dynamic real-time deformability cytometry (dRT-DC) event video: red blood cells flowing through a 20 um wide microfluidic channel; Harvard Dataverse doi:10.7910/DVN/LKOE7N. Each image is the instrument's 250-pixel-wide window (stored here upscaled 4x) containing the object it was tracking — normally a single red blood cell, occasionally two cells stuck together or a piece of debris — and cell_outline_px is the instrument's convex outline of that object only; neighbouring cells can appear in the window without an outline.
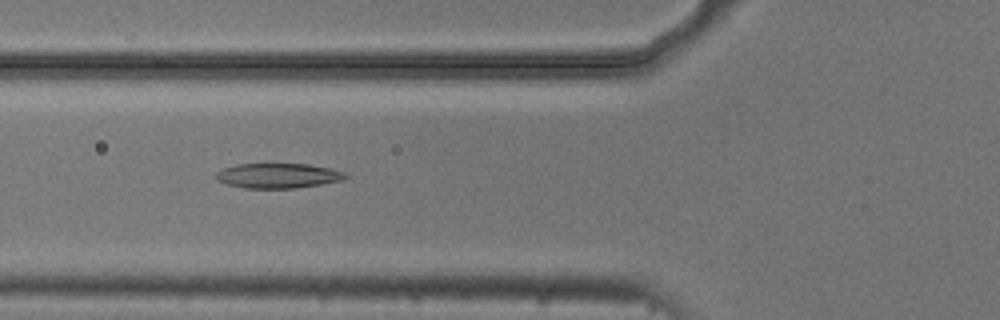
{"species": "common noctule bat (a hibernating species)", "species_latin": "Nyctalus noctula", "temperature_condition": "cold", "stored_images_in_passage": 8, "camera_frame_rate_fps": 3000, "um_per_image_px": 0.085, "animal": {"sex": "male", "body_mass_g": 20.5, "forearm_length_mm": 52.5}, "frame": {"image": 1, "passage_image": 4, "time_ms": 1.0, "image_size_px": [1000, 320], "cell_outline_px": [[348, 176], [344, 180], [296, 188], [244, 188], [228, 184], [216, 180], [216, 172], [224, 168], [236, 164], [308, 164], [328, 168], [344, 172]], "centroid_in_image_um": [23.62, 14.93], "position_along_channel_um": 102.2, "area_um2": 18.67}}
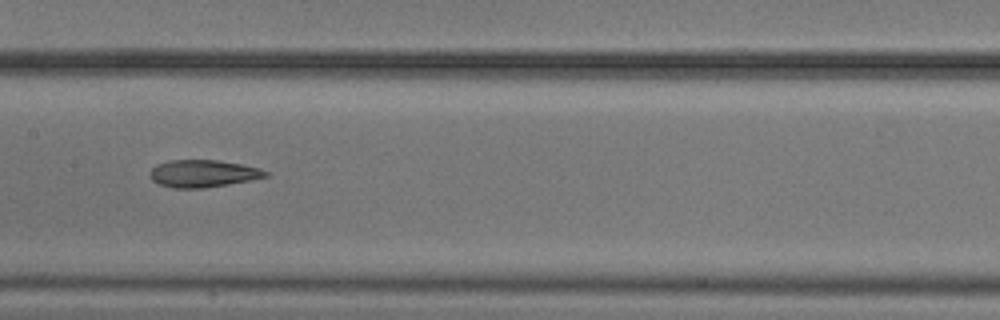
{"frame": {"image": 2, "passage_image": 6, "time_ms": 1.667, "image_size_px": [1000, 320], "cell_outline_px": [[268, 176], [228, 184], [204, 188], [172, 188], [156, 184], [152, 180], [148, 172], [156, 164], [168, 160], [216, 160], [240, 164], [260, 168], [268, 172]], "centroid_in_image_um": [17.18, 14.75], "position_along_channel_um": 190.2, "area_um2": 18.44}}
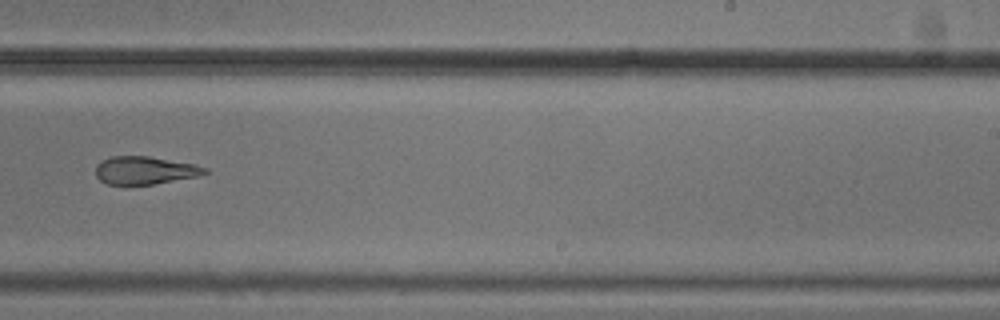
{"frame": {"image": 3, "passage_image": 8, "time_ms": 2.333, "image_size_px": [1000, 320], "cell_outline_px": [[208, 172], [196, 176], [152, 184], [128, 188], [124, 188], [108, 184], [100, 180], [96, 176], [96, 164], [112, 156], [148, 156], [192, 164], [208, 168]], "centroid_in_image_um": [12.23, 14.52], "position_along_channel_um": 276.8, "area_um2": 18.03}}